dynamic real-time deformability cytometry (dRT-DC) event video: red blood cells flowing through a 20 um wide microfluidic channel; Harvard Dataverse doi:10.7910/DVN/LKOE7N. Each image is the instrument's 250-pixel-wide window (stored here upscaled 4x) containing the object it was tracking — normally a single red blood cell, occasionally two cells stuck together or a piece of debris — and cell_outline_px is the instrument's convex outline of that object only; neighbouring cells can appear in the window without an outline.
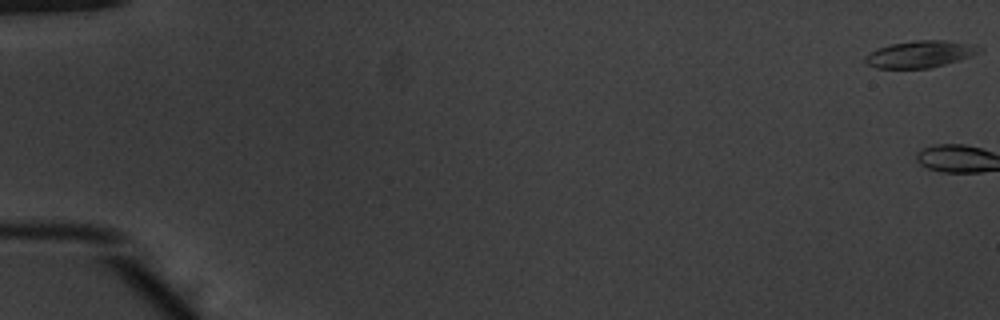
{"species": "common noctule bat (a hibernating species)", "species_latin": "Nyctalus noctula", "temperature_condition": "warm", "stored_images_in_passage": 3, "camera_frame_rate_fps": 3000, "um_per_image_px": 0.085, "animal": {"sex": "male", "body_mass_g": 20.1, "forearm_length_mm": 53.5}, "frame": {"image": 1, "passage_image": 1, "time_ms": 0.0, "image_size_px": [1000, 320], "cell_outline_px": [[984, 48], [980, 52], [972, 56], [944, 64], [928, 68], [876, 68], [868, 64], [864, 60], [864, 56], [880, 48], [892, 44], [916, 40], [944, 40], [976, 44]], "centroid_in_image_um": [78.28, 4.59], "position_along_channel_um": 6.7, "area_um2": 17.74}}